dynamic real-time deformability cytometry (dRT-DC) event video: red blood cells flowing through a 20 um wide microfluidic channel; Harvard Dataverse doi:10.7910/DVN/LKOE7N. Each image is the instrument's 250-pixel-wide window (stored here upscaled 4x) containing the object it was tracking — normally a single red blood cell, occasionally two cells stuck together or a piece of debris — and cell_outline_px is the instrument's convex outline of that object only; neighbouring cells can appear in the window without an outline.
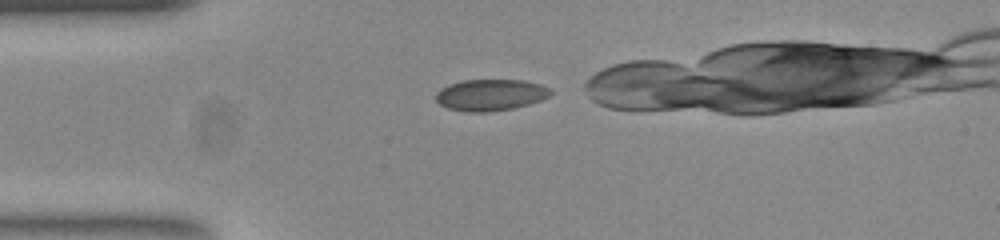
{"species": "common noctule bat (a hibernating species)", "species_latin": "Nyctalus noctula", "temperature_condition": "room temperature", "stored_images_in_passage": 10, "camera_frame_rate_fps": 3000, "um_per_image_px": 0.085, "animal": {"sex": "female", "body_mass_g": 23.0, "forearm_length_mm": 53.4}, "frame": {"image": 1, "passage_image": 1, "time_ms": 0.0, "image_size_px": [1000, 240], "cell_outline_px": [[552, 92], [548, 96], [540, 100], [528, 104], [512, 108], [488, 112], [468, 112], [448, 108], [440, 104], [436, 100], [436, 92], [440, 88], [448, 84], [464, 80], [524, 80], [540, 84], [548, 88]], "centroid_in_image_um": [41.66, 8.06], "position_along_channel_um": 43.3, "area_um2": 20.92}}
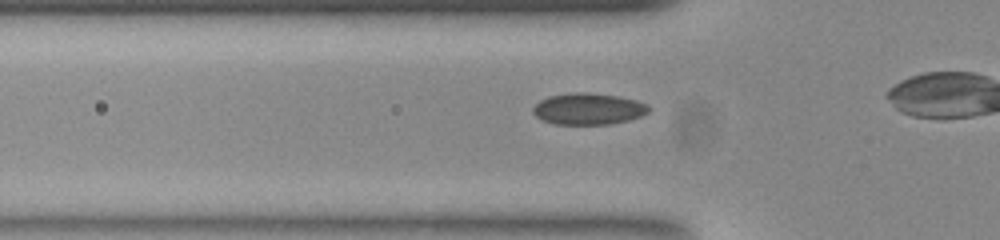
{"frame": {"image": 2, "passage_image": 5, "time_ms": 1.333, "image_size_px": [1000, 240], "cell_outline_px": [[652, 108], [648, 112], [640, 116], [628, 120], [608, 124], [556, 124], [544, 120], [536, 116], [532, 112], [532, 108], [540, 100], [548, 96], [572, 92], [588, 92], [616, 96], [636, 100], [648, 104]], "centroid_in_image_um": [50.01, 9.24], "position_along_channel_um": 75.8, "area_um2": 21.21}}
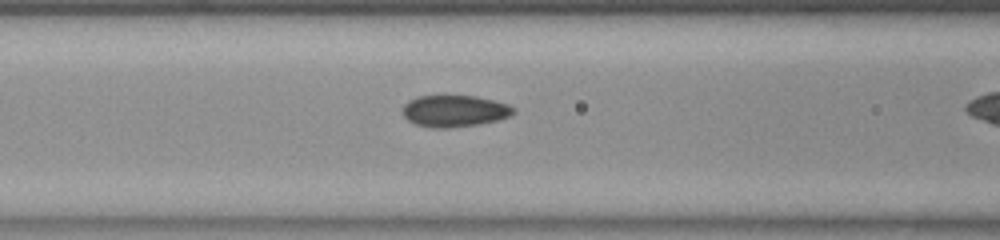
{"frame": {"image": 3, "passage_image": 9, "time_ms": 2.667, "image_size_px": [1000, 240], "cell_outline_px": [[516, 112], [508, 116], [496, 120], [476, 124], [444, 128], [432, 128], [416, 124], [408, 120], [404, 116], [404, 104], [408, 100], [416, 96], [476, 96], [508, 104], [516, 108]], "centroid_in_image_um": [38.62, 9.42], "position_along_channel_um": 128.0, "area_um2": 20.23}}